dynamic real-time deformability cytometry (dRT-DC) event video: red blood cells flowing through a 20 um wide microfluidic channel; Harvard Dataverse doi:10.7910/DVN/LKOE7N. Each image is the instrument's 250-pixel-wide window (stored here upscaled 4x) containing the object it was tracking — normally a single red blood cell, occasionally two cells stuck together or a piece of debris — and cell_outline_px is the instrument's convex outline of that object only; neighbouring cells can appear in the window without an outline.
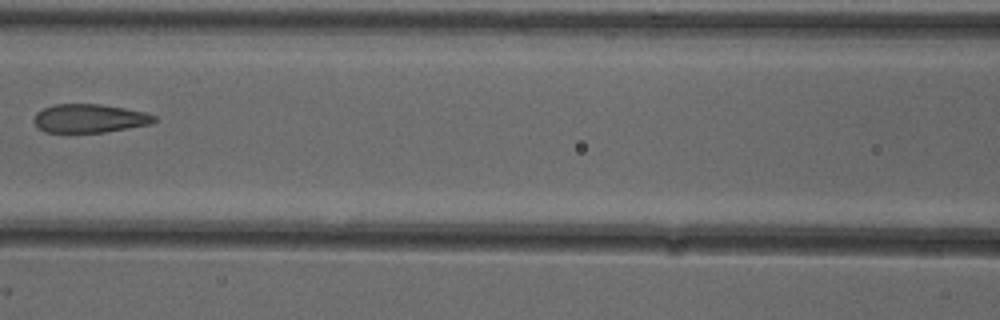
{"species": "common noctule bat (a hibernating species)", "species_latin": "Nyctalus noctula", "temperature_condition": "cold", "stored_images_in_passage": 7, "camera_frame_rate_fps": 3000, "um_per_image_px": 0.085, "animal": {"sex": "female"}, "frame": {"image": 1, "passage_image": 7, "time_ms": 2.0, "image_size_px": [1000, 320], "cell_outline_px": [[156, 120], [152, 124], [104, 132], [44, 132], [36, 128], [32, 120], [36, 112], [52, 104], [100, 104], [124, 108], [144, 112], [156, 116]], "centroid_in_image_um": [7.56, 10.06], "position_along_channel_um": 159.0, "area_um2": 20.17}}